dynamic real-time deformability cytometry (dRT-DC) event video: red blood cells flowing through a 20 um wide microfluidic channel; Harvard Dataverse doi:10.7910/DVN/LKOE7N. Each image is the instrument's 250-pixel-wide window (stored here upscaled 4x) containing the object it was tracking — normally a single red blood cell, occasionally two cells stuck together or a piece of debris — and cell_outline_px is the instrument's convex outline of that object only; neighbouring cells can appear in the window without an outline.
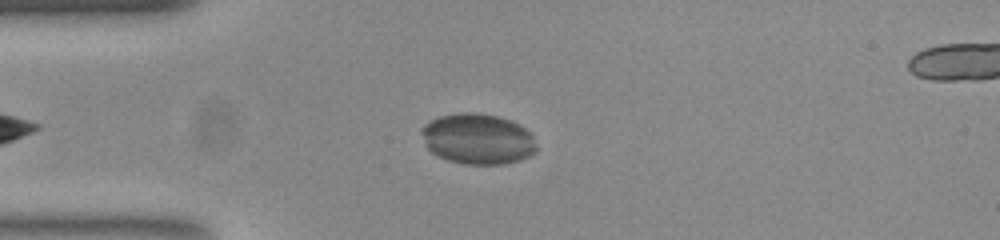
{"species": "common noctule bat (a hibernating species)", "species_latin": "Nyctalus noctula", "temperature_condition": "room temperature", "stored_images_in_passage": 40, "camera_frame_rate_fps": 3000, "um_per_image_px": 0.085, "animal": {"sex": "female", "body_mass_g": 23.0, "forearm_length_mm": 53.4}, "frame": {"image": 1, "passage_image": 9, "time_ms": 2.667, "image_size_px": [1000, 240], "cell_outline_px": [[536, 152], [520, 160], [504, 164], [464, 164], [448, 160], [432, 152], [428, 148], [420, 132], [420, 128], [428, 120], [440, 116], [460, 112], [476, 112], [500, 116], [512, 120], [520, 124], [532, 136], [536, 144]], "centroid_in_image_um": [40.6, 11.79], "position_along_channel_um": 44.4, "area_um2": 34.16}}
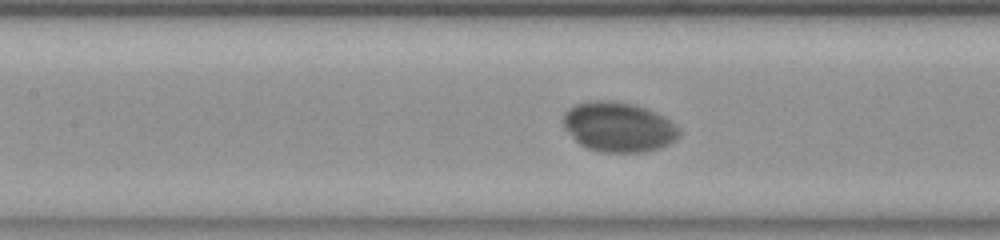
{"frame": {"image": 2, "passage_image": 19, "time_ms": 6.0, "image_size_px": [1000, 240], "cell_outline_px": [[680, 136], [676, 140], [660, 148], [648, 152], [604, 152], [588, 148], [580, 144], [564, 128], [560, 120], [564, 112], [568, 108], [584, 100], [612, 100], [632, 104], [648, 108], [664, 116], [680, 128]], "centroid_in_image_um": [52.56, 10.77], "position_along_channel_um": 154.8, "area_um2": 34.22}}
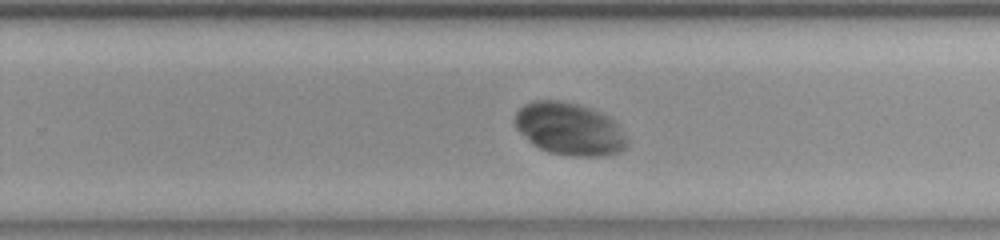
{"frame": {"image": 3, "passage_image": 29, "time_ms": 9.333, "image_size_px": [1000, 240], "cell_outline_px": [[628, 144], [620, 152], [604, 156], [572, 156], [548, 152], [532, 144], [516, 128], [512, 120], [516, 112], [524, 104], [532, 100], [560, 100], [592, 108], [608, 116], [616, 124], [628, 140]], "centroid_in_image_um": [48.36, 10.95], "position_along_channel_um": 281.4, "area_um2": 34.45}}